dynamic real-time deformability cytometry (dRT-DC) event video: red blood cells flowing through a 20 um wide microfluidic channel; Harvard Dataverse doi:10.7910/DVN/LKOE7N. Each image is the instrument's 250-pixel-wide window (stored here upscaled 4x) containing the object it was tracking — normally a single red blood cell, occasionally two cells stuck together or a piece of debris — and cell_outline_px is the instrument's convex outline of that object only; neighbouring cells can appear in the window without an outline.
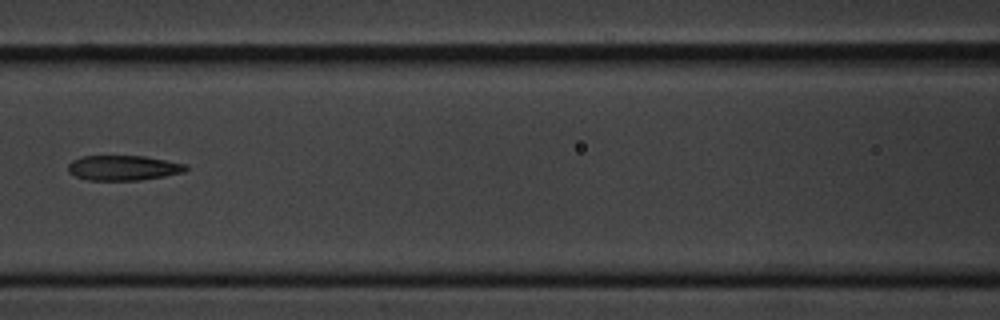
{"species": "common noctule bat (a hibernating species)", "species_latin": "Nyctalus noctula", "temperature_condition": "cold", "stored_images_in_passage": 9, "camera_frame_rate_fps": 3000, "um_per_image_px": 0.085, "animal": {"sex": "male", "body_mass_g": 20.1, "forearm_length_mm": 53.5}, "frame": {"image": 1, "passage_image": 8, "time_ms": 8.333, "image_size_px": [1000, 320], "cell_outline_px": [[188, 168], [184, 172], [164, 176], [140, 180], [88, 180], [76, 176], [68, 172], [68, 164], [72, 160], [80, 156], [144, 156], [188, 164]], "centroid_in_image_um": [10.48, 14.26], "position_along_channel_um": 156.1, "area_um2": 17.22}}
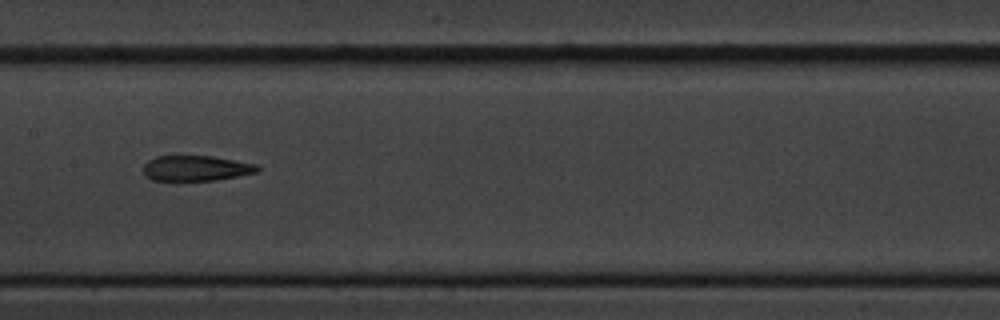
{"frame": {"image": 2, "passage_image": 9, "time_ms": 9.333, "image_size_px": [1000, 320], "cell_outline_px": [[260, 168], [256, 172], [240, 176], [216, 180], [152, 180], [144, 172], [144, 164], [148, 160], [156, 156], [212, 156], [256, 164]], "centroid_in_image_um": [16.68, 14.29], "position_along_channel_um": 190.7, "area_um2": 16.7}}